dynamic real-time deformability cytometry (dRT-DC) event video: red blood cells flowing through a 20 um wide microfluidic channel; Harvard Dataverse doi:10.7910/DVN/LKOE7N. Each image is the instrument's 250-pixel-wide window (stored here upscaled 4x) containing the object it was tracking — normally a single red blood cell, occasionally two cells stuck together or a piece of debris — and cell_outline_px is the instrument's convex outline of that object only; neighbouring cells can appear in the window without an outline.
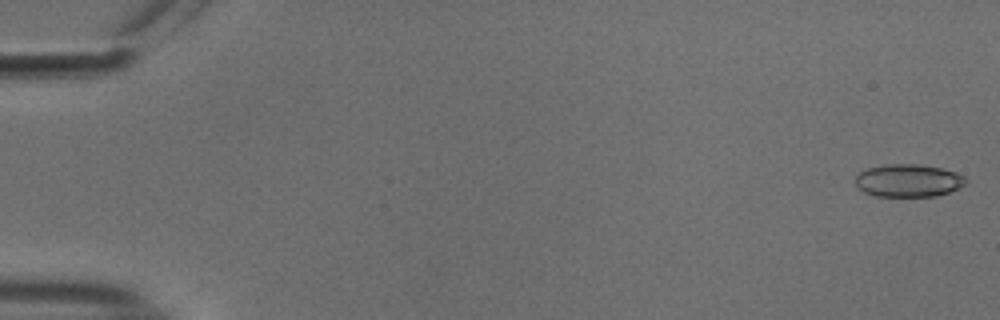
{"species": "common noctule bat (a hibernating species)", "species_latin": "Nyctalus noctula", "temperature_condition": "cold", "stored_images_in_passage": 33, "camera_frame_rate_fps": 3000, "um_per_image_px": 0.085, "animal": {"sex": "male", "body_mass_g": 18.8}, "frame": {"image": 1, "passage_image": 1, "time_ms": 0.0, "image_size_px": [1000, 320], "cell_outline_px": [[968, 184], [960, 188], [936, 196], [876, 196], [864, 192], [856, 188], [856, 176], [860, 172], [868, 168], [884, 164], [916, 164], [940, 168], [956, 172], [964, 176], [968, 180]], "centroid_in_image_um": [77.23, 15.35], "position_along_channel_um": 7.8, "area_um2": 21.21}}
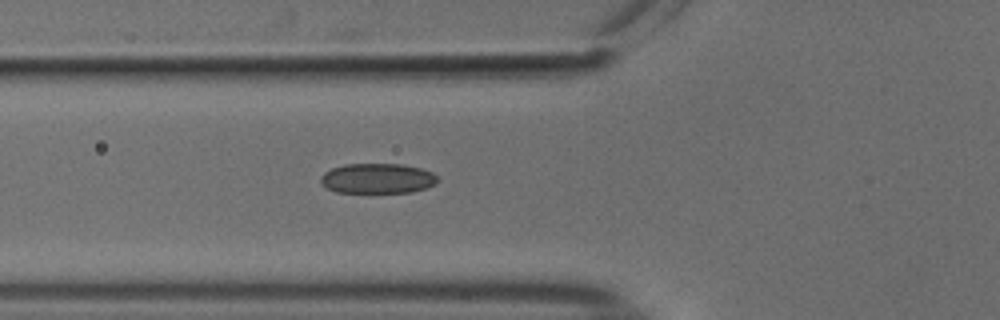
{"frame": {"image": 2, "passage_image": 20, "time_ms": 6.333, "image_size_px": [1000, 320], "cell_outline_px": [[440, 180], [436, 184], [412, 192], [336, 192], [320, 184], [320, 176], [324, 172], [332, 168], [344, 164], [400, 164], [420, 168], [432, 172]], "centroid_in_image_um": [32.07, 15.16], "position_along_channel_um": 93.7, "area_um2": 20.52}}
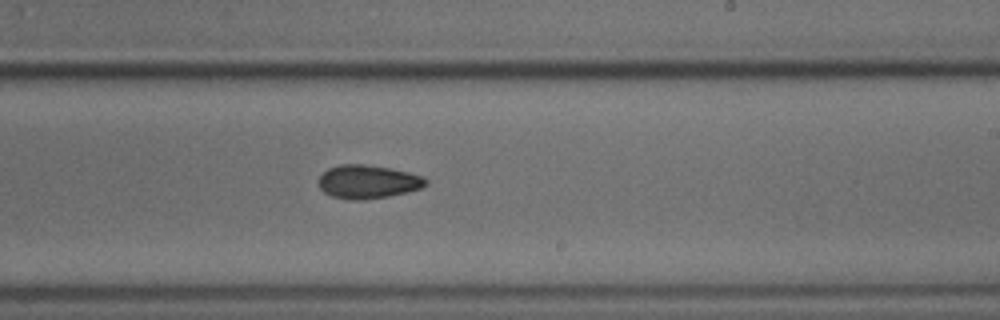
{"frame": {"image": 3, "passage_image": 33, "time_ms": 10.667, "image_size_px": [1000, 320], "cell_outline_px": [[428, 184], [420, 188], [408, 192], [388, 196], [364, 200], [348, 200], [332, 196], [324, 192], [320, 188], [320, 176], [328, 168], [340, 164], [364, 164], [388, 168], [408, 172], [424, 176], [428, 180]], "centroid_in_image_um": [31.29, 15.45], "position_along_channel_um": 257.7, "area_um2": 20.92}}